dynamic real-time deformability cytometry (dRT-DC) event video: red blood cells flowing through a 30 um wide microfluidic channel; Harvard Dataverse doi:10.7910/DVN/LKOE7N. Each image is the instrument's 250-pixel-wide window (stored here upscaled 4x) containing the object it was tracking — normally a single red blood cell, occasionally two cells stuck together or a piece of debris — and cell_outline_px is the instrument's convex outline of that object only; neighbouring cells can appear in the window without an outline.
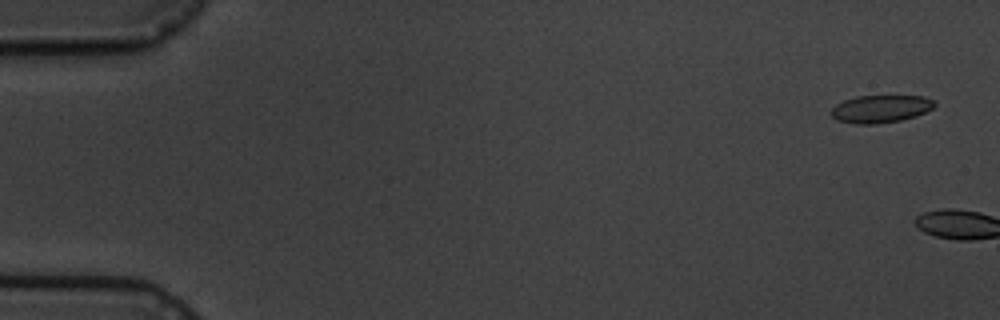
{"species": "common noctule bat (a hibernating species)", "species_latin": "Nyctalus noctula", "temperature_condition": "cold", "stored_images_in_passage": 2, "camera_frame_rate_fps": 3000, "um_per_image_px": 0.085, "animal": {"sex": "male", "body_mass_g": 19.5, "forearm_length_mm": 54.6}, "frame": {"image": 1, "passage_image": 1, "time_ms": 0.0, "image_size_px": [1000, 320], "cell_outline_px": [[936, 104], [932, 108], [916, 116], [900, 120], [872, 124], [856, 124], [836, 120], [828, 112], [836, 104], [844, 100], [856, 96], [924, 96], [936, 100]], "centroid_in_image_um": [74.83, 9.25], "position_along_channel_um": 10.2, "area_um2": 16.7}}